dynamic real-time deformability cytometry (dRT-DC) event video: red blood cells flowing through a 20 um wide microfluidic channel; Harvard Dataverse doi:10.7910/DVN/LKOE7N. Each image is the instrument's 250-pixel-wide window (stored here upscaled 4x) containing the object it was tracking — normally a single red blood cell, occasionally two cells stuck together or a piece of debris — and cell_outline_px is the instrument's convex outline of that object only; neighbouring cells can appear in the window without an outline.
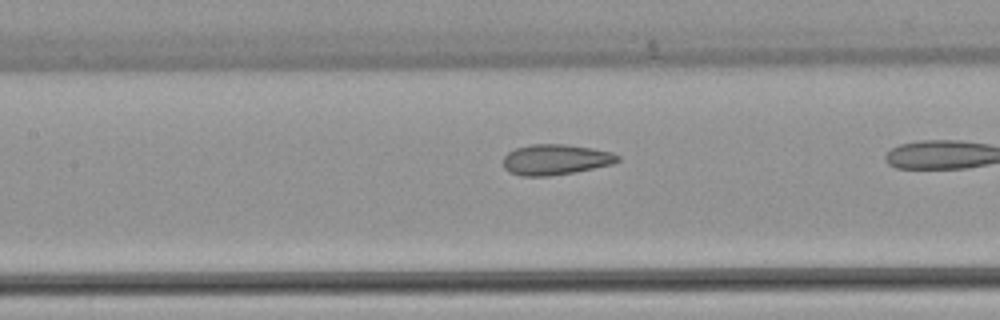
{"species": "common noctule bat (a hibernating species)", "species_latin": "Nyctalus noctula", "temperature_condition": "warm", "stored_images_in_passage": 25, "camera_frame_rate_fps": 3000, "um_per_image_px": 0.085, "animal": {"sex": "female", "body_mass_g": 22.7, "forearm_length_mm": 54.2}, "frame": {"image": 1, "passage_image": 18, "time_ms": 5.667, "image_size_px": [1000, 320], "cell_outline_px": [[620, 160], [612, 164], [576, 172], [548, 176], [520, 176], [508, 172], [504, 168], [504, 156], [508, 152], [516, 148], [532, 144], [564, 144], [592, 148], [612, 152], [620, 156]], "centroid_in_image_um": [47.22, 13.57], "position_along_channel_um": 160.2, "area_um2": 20.46}}